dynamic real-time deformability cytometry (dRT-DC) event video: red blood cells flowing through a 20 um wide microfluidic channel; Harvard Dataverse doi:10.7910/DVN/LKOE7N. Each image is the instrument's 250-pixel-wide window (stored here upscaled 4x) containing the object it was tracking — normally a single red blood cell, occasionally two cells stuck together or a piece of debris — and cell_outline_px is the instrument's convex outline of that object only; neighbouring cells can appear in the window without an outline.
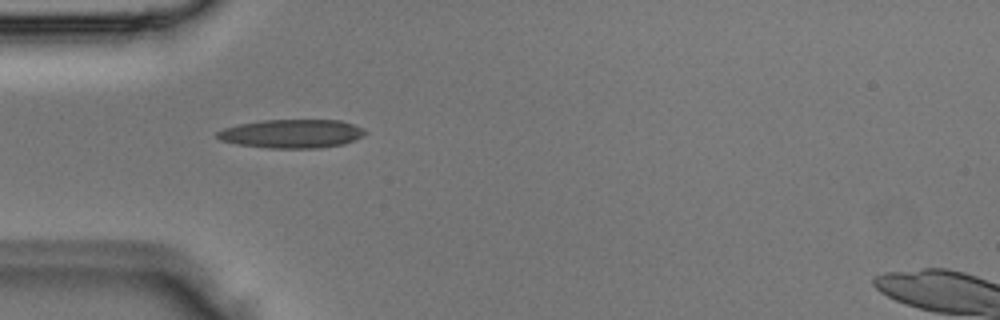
{"species": "Egyptian fruit bat (a non-hibernating species)", "species_latin": "Rousettus aegyptiacus", "temperature_condition": "room temperature", "stored_images_in_passage": 4, "camera_frame_rate_fps": 3000, "um_per_image_px": 0.085, "animal": {"sex": "male"}, "frame": {"image": 1, "passage_image": 4, "time_ms": 1.0, "image_size_px": [1000, 320], "cell_outline_px": [[368, 132], [364, 136], [356, 140], [344, 144], [320, 148], [268, 148], [236, 144], [220, 140], [216, 136], [216, 132], [224, 128], [240, 124], [264, 120], [340, 120], [364, 128]], "centroid_in_image_um": [24.84, 11.37], "position_along_channel_um": 60.2, "area_um2": 24.85}}